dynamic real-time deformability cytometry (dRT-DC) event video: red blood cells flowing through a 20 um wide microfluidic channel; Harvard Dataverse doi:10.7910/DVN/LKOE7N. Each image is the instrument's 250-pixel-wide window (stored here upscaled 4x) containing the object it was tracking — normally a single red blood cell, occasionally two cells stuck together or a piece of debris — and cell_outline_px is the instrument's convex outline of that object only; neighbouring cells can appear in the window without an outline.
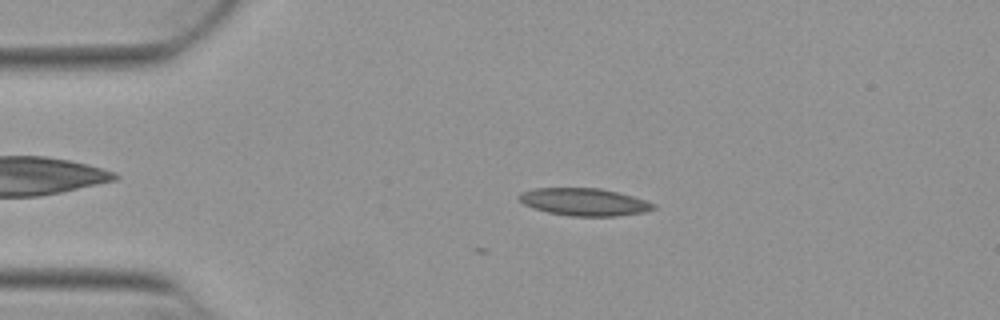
{"species": "Egyptian fruit bat (a non-hibernating species)", "species_latin": "Rousettus aegyptiacus", "temperature_condition": "warm", "stored_images_in_passage": 4, "camera_frame_rate_fps": 3000, "um_per_image_px": 0.085, "animal": {"sex": "female"}, "frame": {"image": 1, "passage_image": 4, "time_ms": 1.0, "image_size_px": [1000, 320], "cell_outline_px": [[656, 208], [644, 212], [616, 216], [572, 216], [548, 212], [532, 208], [524, 204], [520, 200], [520, 192], [536, 188], [600, 188], [632, 196], [656, 204]], "centroid_in_image_um": [49.66, 17.17], "position_along_channel_um": 35.3, "area_um2": 21.33}}